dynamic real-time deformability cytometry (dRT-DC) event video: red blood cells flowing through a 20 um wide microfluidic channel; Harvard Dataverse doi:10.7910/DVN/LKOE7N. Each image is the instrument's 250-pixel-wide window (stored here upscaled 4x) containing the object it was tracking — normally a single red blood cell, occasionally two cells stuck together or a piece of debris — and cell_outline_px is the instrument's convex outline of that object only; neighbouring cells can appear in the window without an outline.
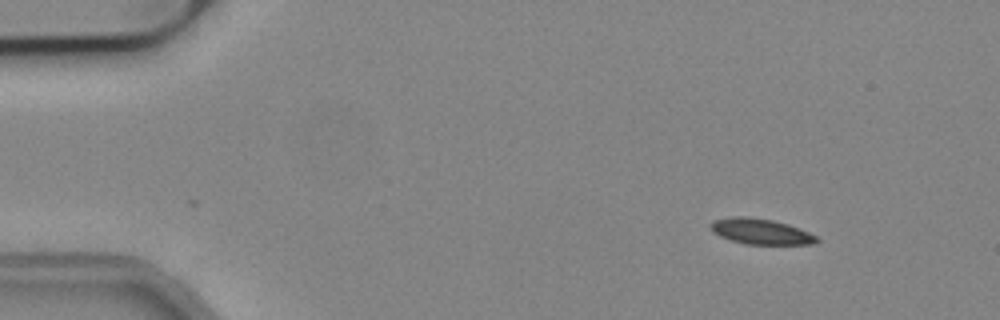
{"species": "common noctule bat (a hibernating species)", "species_latin": "Nyctalus noctula", "temperature_condition": "cold", "stored_images_in_passage": 15, "camera_frame_rate_fps": 3000, "um_per_image_px": 0.085, "animal": {"sex": "male", "body_mass_g": 19.2, "forearm_length_mm": 51.8}, "frame": {"image": 1, "passage_image": 1, "time_ms": 0.0, "image_size_px": [1000, 320], "cell_outline_px": [[820, 240], [816, 244], [744, 244], [720, 236], [712, 232], [708, 224], [712, 220], [732, 216], [748, 216], [772, 220], [788, 224], [800, 228], [816, 236]], "centroid_in_image_um": [64.63, 19.66], "position_along_channel_um": 20.4, "area_um2": 16.01}}
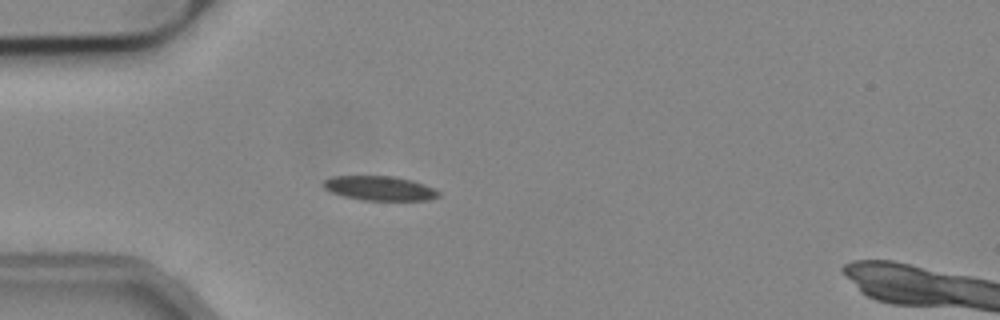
{"frame": {"image": 2, "passage_image": 10, "time_ms": 3.0, "image_size_px": [1000, 320], "cell_outline_px": [[440, 196], [428, 200], [364, 200], [344, 196], [332, 192], [324, 188], [324, 180], [332, 176], [392, 176], [412, 180], [424, 184], [440, 192]], "centroid_in_image_um": [32.28, 16.0], "position_along_channel_um": 52.7, "area_um2": 16.24}}